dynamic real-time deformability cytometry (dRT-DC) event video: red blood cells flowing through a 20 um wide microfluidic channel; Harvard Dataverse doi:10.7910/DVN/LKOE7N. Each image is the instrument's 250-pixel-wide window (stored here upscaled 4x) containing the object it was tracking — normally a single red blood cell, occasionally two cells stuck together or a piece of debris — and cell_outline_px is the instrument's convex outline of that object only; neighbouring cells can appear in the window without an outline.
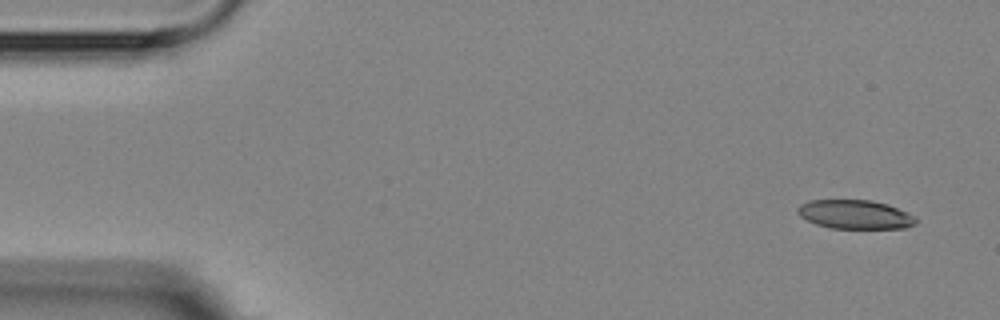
{"species": "Egyptian fruit bat (a non-hibernating species)", "species_latin": "Rousettus aegyptiacus", "temperature_condition": "room temperature", "stored_images_in_passage": 6, "camera_frame_rate_fps": 3000, "um_per_image_px": 0.085, "animal": {"sex": "female"}, "frame": {"image": 1, "passage_image": 1, "time_ms": 0.0, "image_size_px": [1000, 320], "cell_outline_px": [[920, 220], [916, 224], [904, 228], [832, 228], [816, 224], [800, 216], [796, 212], [796, 208], [800, 204], [808, 200], [872, 200], [888, 204], [908, 212], [916, 216]], "centroid_in_image_um": [72.71, 18.22], "position_along_channel_um": 12.3, "area_um2": 20.17}}
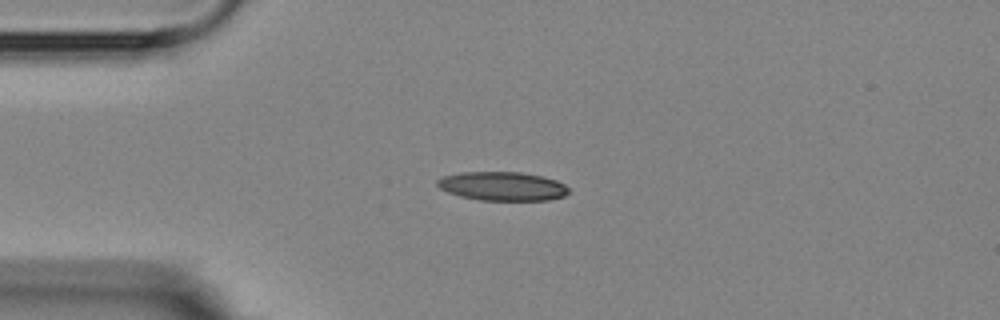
{"frame": {"image": 2, "passage_image": 4, "time_ms": 3.333, "image_size_px": [1000, 320], "cell_outline_px": [[568, 192], [564, 196], [548, 200], [480, 200], [460, 196], [448, 192], [440, 188], [436, 184], [436, 180], [444, 176], [460, 172], [520, 172], [544, 176], [556, 180], [564, 184], [568, 188]], "centroid_in_image_um": [42.7, 15.82], "position_along_channel_um": 42.3, "area_um2": 22.08}}
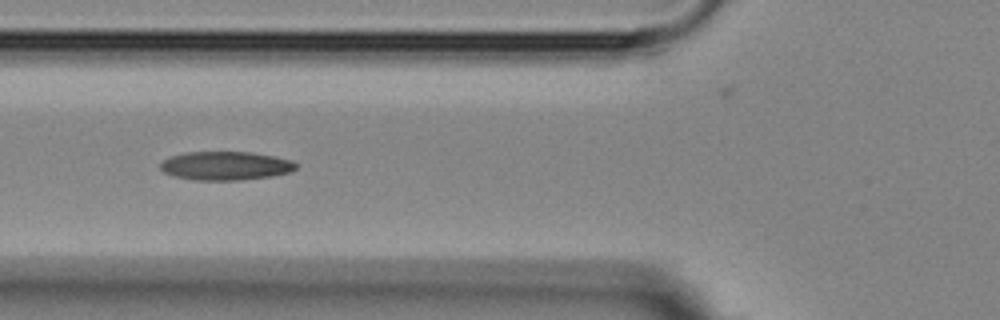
{"frame": {"image": 3, "passage_image": 6, "time_ms": 5.667, "image_size_px": [1000, 320], "cell_outline_px": [[296, 168], [288, 172], [272, 176], [240, 180], [192, 180], [176, 176], [164, 172], [160, 168], [160, 164], [168, 156], [184, 152], [252, 152], [276, 156], [292, 160], [296, 164]], "centroid_in_image_um": [19.16, 14.08], "position_along_channel_um": 106.6, "area_um2": 22.72}}